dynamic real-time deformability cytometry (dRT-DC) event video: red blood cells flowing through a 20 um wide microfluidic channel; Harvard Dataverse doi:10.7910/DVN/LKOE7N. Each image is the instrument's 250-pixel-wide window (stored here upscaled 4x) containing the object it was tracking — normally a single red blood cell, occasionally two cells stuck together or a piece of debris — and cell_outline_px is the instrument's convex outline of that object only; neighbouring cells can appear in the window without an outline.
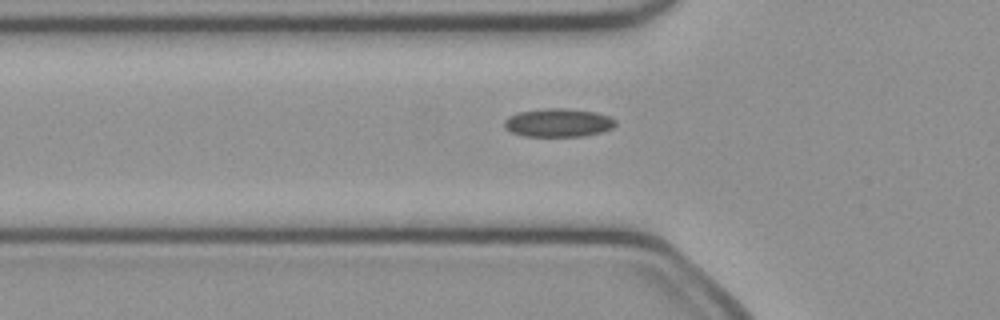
{"species": "common noctule bat (a hibernating species)", "species_latin": "Nyctalus noctula", "temperature_condition": "cold", "stored_images_in_passage": 31, "camera_frame_rate_fps": 3000, "um_per_image_px": 0.085, "animal": {"sex": "female", "body_mass_g": 21.9}, "frame": {"image": 1, "passage_image": 2, "time_ms": 0.333, "image_size_px": [1000, 320], "cell_outline_px": [[616, 124], [612, 128], [600, 132], [584, 136], [524, 136], [512, 132], [504, 128], [504, 120], [508, 116], [520, 112], [544, 108], [564, 108], [596, 112], [608, 116], [616, 120]], "centroid_in_image_um": [47.44, 10.43], "position_along_channel_um": 78.4, "area_um2": 18.38}}
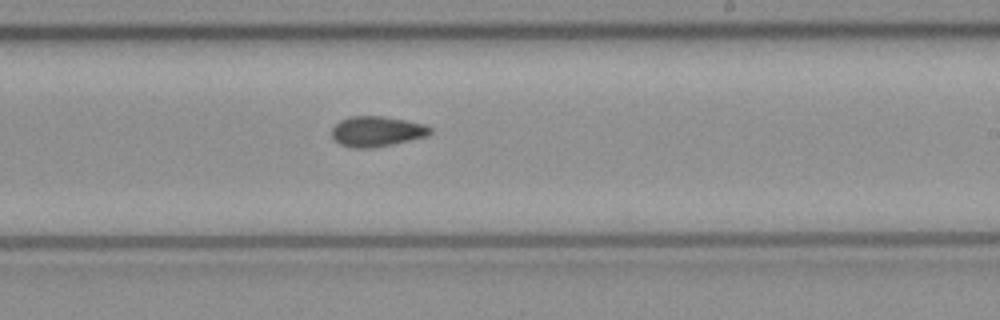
{"frame": {"image": 2, "passage_image": 15, "time_ms": 4.667, "image_size_px": [1000, 320], "cell_outline_px": [[432, 132], [428, 136], [392, 144], [372, 148], [352, 148], [340, 144], [332, 136], [332, 128], [340, 120], [352, 116], [384, 116], [424, 124], [432, 128]], "centroid_in_image_um": [32.04, 11.17], "position_along_channel_um": 257.0, "area_um2": 17.34}}
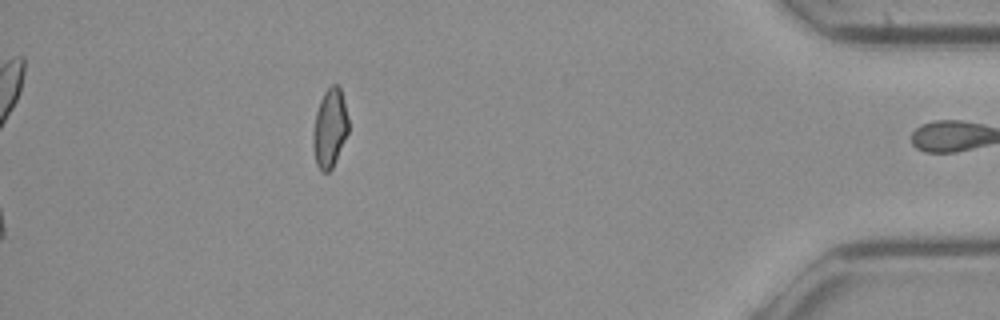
{"frame": {"image": 3, "passage_image": 30, "time_ms": 9.667, "image_size_px": [1000, 320], "cell_outline_px": [[348, 132], [336, 160], [332, 168], [328, 172], [320, 172], [316, 164], [312, 144], [312, 132], [316, 112], [320, 100], [324, 92], [332, 84], [340, 84], [344, 100], [348, 120]], "centroid_in_image_um": [28.02, 10.89], "position_along_channel_um": 407.2, "area_um2": 16.42}, "authors_computed_cell_mechanics": {"area_um2": 17.2822, "velocity_mm_per_s": 4.0886, "shape_relaxation_time_tau1_ms": null, "shape_relaxation_time_tau2_ms": 3.5739, "deformation_change_tau1": null, "deformation_change_tau2": 0.091}}